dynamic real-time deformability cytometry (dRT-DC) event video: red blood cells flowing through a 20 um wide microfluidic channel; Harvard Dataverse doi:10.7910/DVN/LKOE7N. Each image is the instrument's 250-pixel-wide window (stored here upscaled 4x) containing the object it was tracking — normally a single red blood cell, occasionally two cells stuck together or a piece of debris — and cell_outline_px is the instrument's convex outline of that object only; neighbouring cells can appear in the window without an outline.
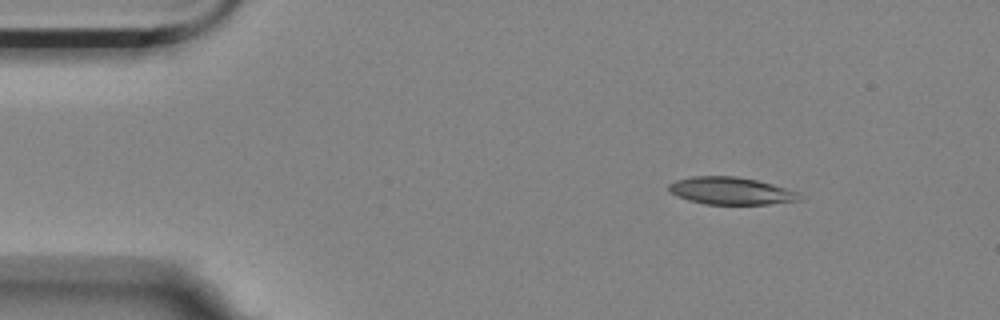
{"species": "Egyptian fruit bat (a non-hibernating species)", "species_latin": "Rousettus aegyptiacus", "temperature_condition": "room temperature", "stored_images_in_passage": 51, "segment_of_instrument_passage": [1, 2], "camera_frame_rate_fps": 3000, "um_per_image_px": 0.085, "animal": {"sex": "female"}, "frame": {"image": 1, "passage_image": 1, "time_ms": 0.0, "image_size_px": [1000, 320], "cell_outline_px": [[804, 200], [768, 204], [704, 204], [688, 200], [672, 192], [668, 188], [668, 184], [676, 180], [692, 176], [736, 176], [756, 180], [772, 184], [796, 192], [804, 196]], "centroid_in_image_um": [62.16, 16.22], "position_along_channel_um": 22.8, "area_um2": 20.75}}
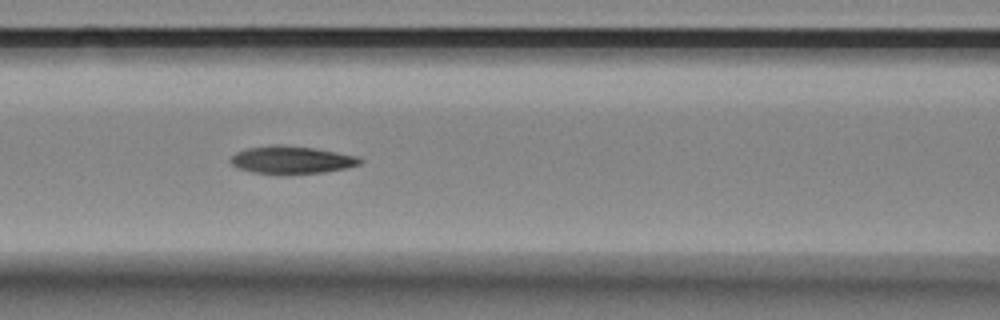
{"frame": {"image": 2, "passage_image": 17, "time_ms": 5.333, "image_size_px": [1000, 320], "cell_outline_px": [[364, 160], [360, 164], [348, 168], [324, 172], [288, 176], [280, 176], [252, 172], [236, 168], [228, 160], [236, 152], [248, 148], [272, 144], [280, 144], [312, 148], [336, 152], [356, 156]], "centroid_in_image_um": [24.75, 13.62], "position_along_channel_um": 141.9, "area_um2": 21.5}}
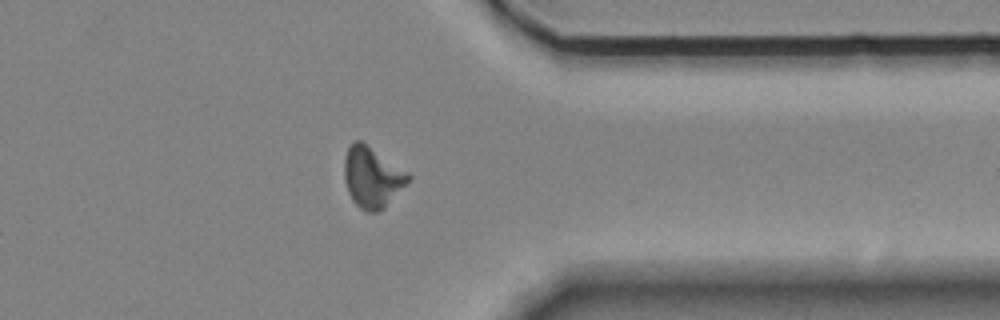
{"frame": {"image": 3, "passage_image": 38, "time_ms": 12.333, "image_size_px": [1000, 320], "cell_outline_px": [[412, 176], [384, 208], [376, 212], [368, 212], [360, 208], [352, 200], [348, 192], [344, 180], [344, 160], [348, 148], [356, 140], [360, 140], [408, 172]], "centroid_in_image_um": [31.61, 15.07], "position_along_channel_um": 379.8, "area_um2": 22.25}}